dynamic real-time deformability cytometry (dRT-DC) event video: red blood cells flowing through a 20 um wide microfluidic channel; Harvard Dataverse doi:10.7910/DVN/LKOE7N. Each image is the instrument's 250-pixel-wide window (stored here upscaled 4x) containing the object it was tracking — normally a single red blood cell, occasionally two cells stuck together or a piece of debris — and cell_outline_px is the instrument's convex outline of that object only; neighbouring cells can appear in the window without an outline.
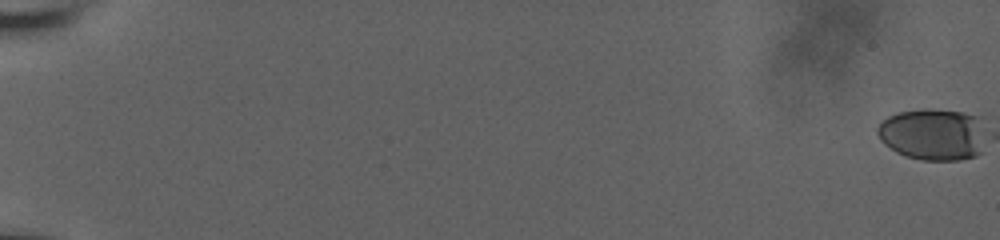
{"species": "human", "species_latin": "Homo sapiens", "temperature_condition": "room temperature", "stored_images_in_passage": 44, "camera_frame_rate_fps": 3000, "um_per_image_px": 0.085, "donor": {"sex": "male"}, "frame": {"image": 1, "passage_image": 1, "time_ms": 0.0, "image_size_px": [1000, 240], "cell_outline_px": [[980, 152], [976, 156], [960, 160], [920, 160], [904, 156], [896, 152], [884, 144], [880, 140], [876, 132], [876, 128], [888, 116], [896, 112], [924, 108], [928, 108], [964, 112], [976, 116]], "centroid_in_image_um": [79.15, 11.42], "position_along_channel_um": 5.9, "area_um2": 32.08}}
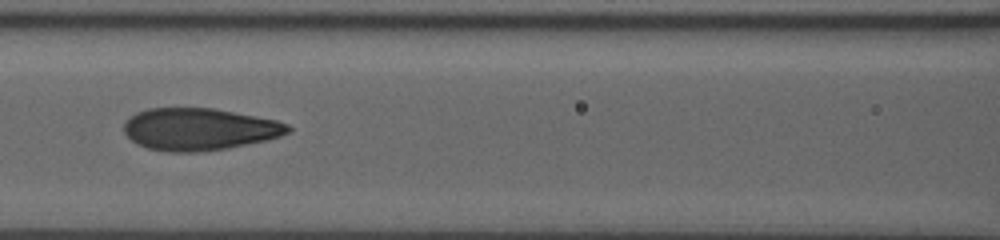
{"frame": {"image": 2, "passage_image": 24, "time_ms": 10.333, "image_size_px": [1000, 240], "cell_outline_px": [[292, 132], [280, 136], [264, 140], [224, 148], [196, 152], [172, 152], [148, 148], [136, 144], [124, 132], [124, 124], [128, 116], [136, 112], [148, 108], [212, 108], [256, 116], [276, 120], [288, 124], [292, 128]], "centroid_in_image_um": [16.91, 10.97], "position_along_channel_um": 149.7, "area_um2": 40.11}}
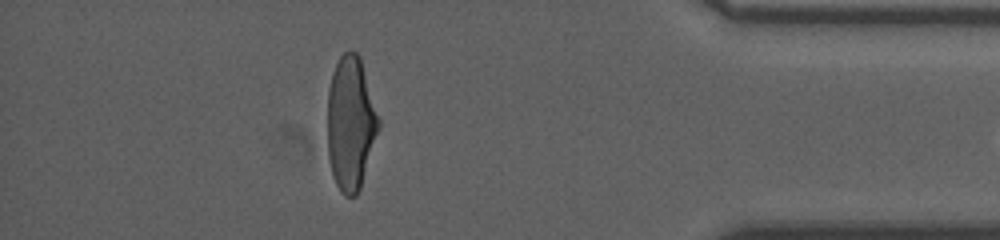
{"frame": {"image": 3, "passage_image": 42, "time_ms": 18.0, "image_size_px": [1000, 240], "cell_outline_px": [[380, 128], [360, 188], [356, 196], [344, 196], [340, 192], [336, 184], [332, 172], [328, 156], [328, 88], [332, 72], [340, 56], [348, 48], [356, 52], [360, 56], [380, 120]], "centroid_in_image_um": [29.81, 10.46], "position_along_channel_um": 405.4, "area_um2": 40.11}, "authors_computed_cell_mechanics": {"area_um2": 39.1595, "velocity_mm_per_s": 3.7751, "shape_relaxation_time_tau1_ms": 5.6527, "shape_relaxation_time_tau2_ms": 0.7513, "deformation_change_tau1": 0.2116, "deformation_change_tau2": 0.0674}}